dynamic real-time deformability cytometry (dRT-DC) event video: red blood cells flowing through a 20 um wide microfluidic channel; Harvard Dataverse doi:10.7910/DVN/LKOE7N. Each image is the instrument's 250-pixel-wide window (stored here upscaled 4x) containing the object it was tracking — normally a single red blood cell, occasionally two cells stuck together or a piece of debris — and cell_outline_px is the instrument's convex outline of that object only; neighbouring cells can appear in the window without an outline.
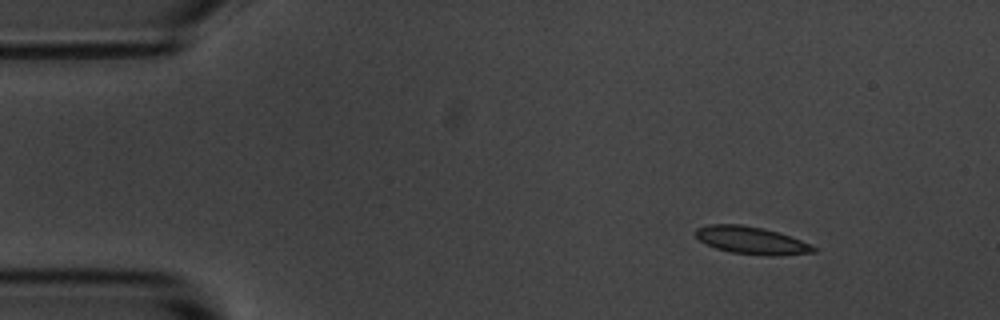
{"species": "common noctule bat (a hibernating species)", "species_latin": "Nyctalus noctula", "temperature_condition": "room temperature", "stored_images_in_passage": 5, "camera_frame_rate_fps": 3000, "um_per_image_px": 0.085, "animal": {"sex": "male", "body_mass_g": 20.1, "forearm_length_mm": 53.5}, "frame": {"image": 1, "passage_image": 1, "time_ms": 0.0, "image_size_px": [1000, 320], "cell_outline_px": [[816, 252], [772, 256], [732, 252], [716, 248], [700, 240], [696, 236], [696, 228], [708, 224], [740, 224], [764, 228], [812, 244], [816, 248]], "centroid_in_image_um": [63.87, 20.42], "position_along_channel_um": 21.1, "area_um2": 18.61}}
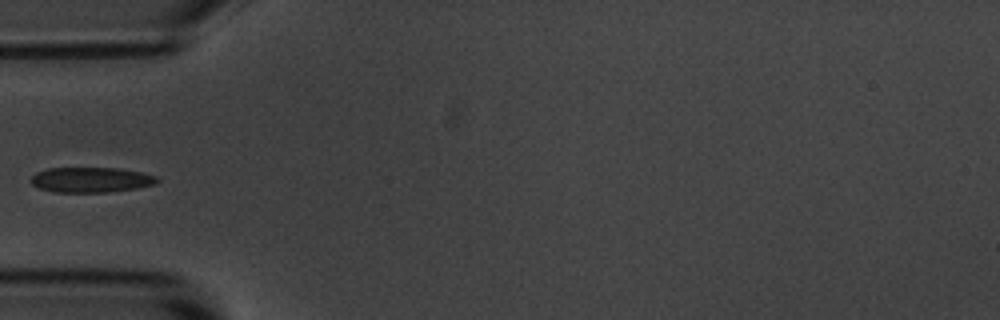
{"frame": {"image": 2, "passage_image": 4, "time_ms": 3.667, "image_size_px": [1000, 320], "cell_outline_px": [[160, 180], [156, 184], [136, 188], [108, 192], [52, 192], [40, 188], [32, 184], [32, 176], [36, 172], [48, 168], [116, 168], [140, 172], [156, 176]], "centroid_in_image_um": [7.74, 15.28], "position_along_channel_um": 77.3, "area_um2": 18.44}}